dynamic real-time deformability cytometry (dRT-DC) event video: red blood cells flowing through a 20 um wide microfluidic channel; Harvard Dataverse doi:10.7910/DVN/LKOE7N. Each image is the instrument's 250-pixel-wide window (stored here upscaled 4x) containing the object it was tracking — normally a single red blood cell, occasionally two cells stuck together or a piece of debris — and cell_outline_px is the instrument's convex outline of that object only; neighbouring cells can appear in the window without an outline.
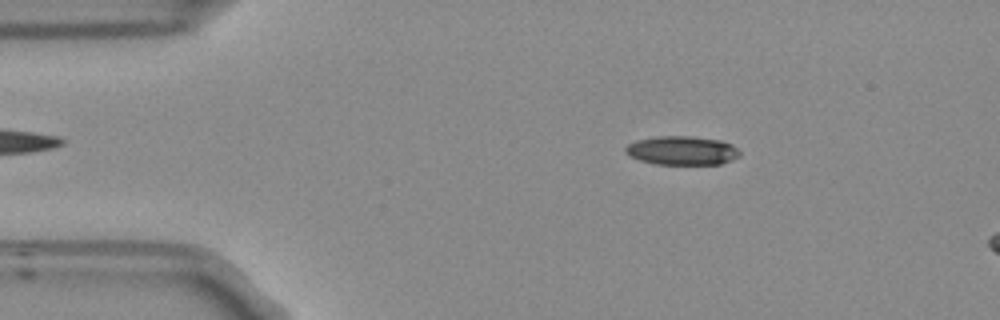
{"species": "Egyptian fruit bat (a non-hibernating species)", "species_latin": "Rousettus aegyptiacus", "temperature_condition": "room temperature", "stored_images_in_passage": 54, "segment_of_instrument_passage": [1, 2], "camera_frame_rate_fps": 3000, "um_per_image_px": 0.085, "frame": {"image": 1, "passage_image": 8, "time_ms": 2.333, "image_size_px": [1000, 320], "cell_outline_px": [[740, 156], [732, 160], [720, 164], [656, 164], [640, 160], [628, 156], [624, 152], [624, 148], [628, 144], [636, 140], [656, 136], [688, 136], [720, 140], [732, 144], [740, 152]], "centroid_in_image_um": [57.95, 12.79], "position_along_channel_um": 27.1, "area_um2": 19.31}}
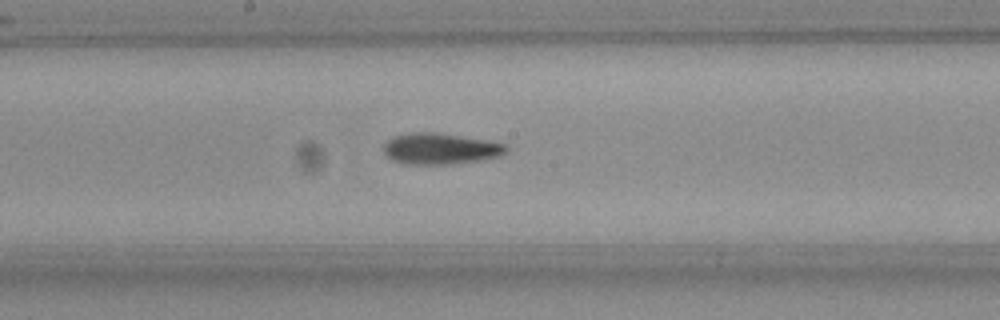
{"frame": {"image": 2, "passage_image": 27, "time_ms": 8.667, "image_size_px": [1000, 320], "cell_outline_px": [[508, 148], [500, 156], [476, 160], [448, 164], [412, 164], [392, 160], [384, 152], [384, 144], [388, 140], [396, 136], [408, 132], [432, 132], [484, 140], [504, 144]], "centroid_in_image_um": [37.38, 12.63], "position_along_channel_um": 210.8, "area_um2": 21.62}}
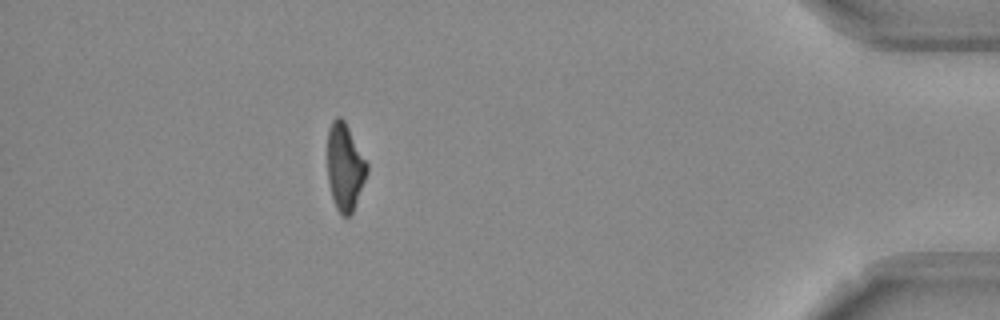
{"frame": {"image": 3, "passage_image": 47, "time_ms": 15.333, "image_size_px": [1000, 320], "cell_outline_px": [[368, 172], [352, 212], [348, 216], [344, 216], [336, 208], [332, 200], [328, 180], [328, 128], [332, 120], [336, 116], [340, 116], [344, 120], [368, 164]], "centroid_in_image_um": [29.3, 14.17], "position_along_channel_um": 405.9, "area_um2": 19.88}}